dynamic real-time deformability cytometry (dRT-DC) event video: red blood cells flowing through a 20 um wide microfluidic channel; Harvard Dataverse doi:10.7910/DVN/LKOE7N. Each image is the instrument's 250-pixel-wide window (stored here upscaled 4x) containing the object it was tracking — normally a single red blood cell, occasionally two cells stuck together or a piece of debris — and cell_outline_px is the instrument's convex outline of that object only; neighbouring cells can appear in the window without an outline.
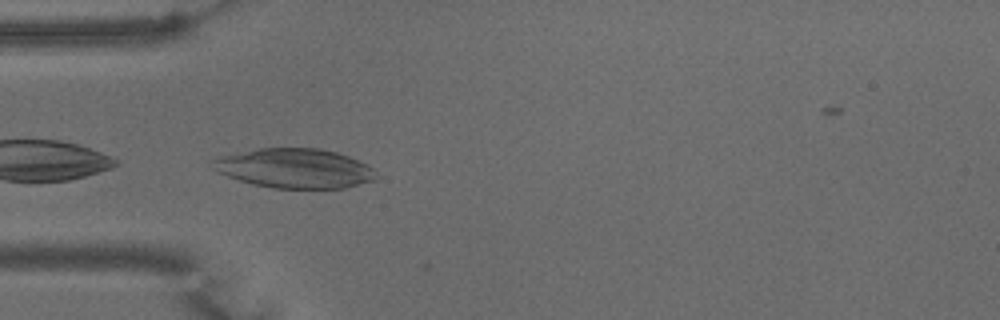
{"species": "common noctule bat (a hibernating species)", "species_latin": "Nyctalus noctula", "temperature_condition": "warm", "stored_images_in_passage": 34, "camera_frame_rate_fps": 3000, "um_per_image_px": 0.085, "animal": {"sex": "male", "body_mass_g": 15.6}, "frame": {"image": 1, "passage_image": 1, "time_ms": 0.0, "image_size_px": [1000, 320], "cell_outline_px": [[380, 176], [376, 180], [344, 188], [272, 188], [252, 184], [216, 172], [212, 168], [208, 160], [220, 156], [260, 148], [320, 148], [336, 152], [348, 156], [368, 164]], "centroid_in_image_um": [25.05, 14.31], "position_along_channel_um": 60.0, "area_um2": 37.97}, "authors_computed_cell_mechanics": {"area_um2": 25.1141, "velocity_mm_per_s": 3.6486, "shape_relaxation_time_tau1_ms": null, "shape_relaxation_time_tau2_ms": 8.8173, "deformation_change_tau1": null, "deformation_change_tau2": 0.2183}}